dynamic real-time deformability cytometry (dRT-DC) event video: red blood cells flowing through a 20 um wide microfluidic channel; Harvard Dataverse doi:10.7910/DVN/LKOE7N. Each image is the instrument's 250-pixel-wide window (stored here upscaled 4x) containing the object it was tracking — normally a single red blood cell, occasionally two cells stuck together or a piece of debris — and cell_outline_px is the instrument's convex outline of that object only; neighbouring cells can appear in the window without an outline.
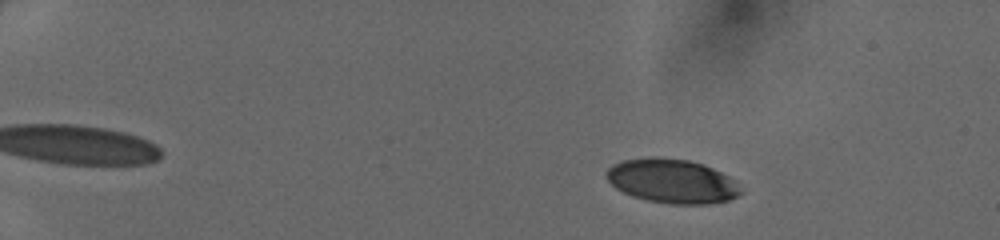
{"species": "human", "species_latin": "Homo sapiens", "temperature_condition": "cold", "stored_images_in_passage": 47, "camera_frame_rate_fps": 3000, "um_per_image_px": 0.085, "donor": {"sex": "female"}, "frame": {"image": 1, "passage_image": 7, "time_ms": 2.0, "image_size_px": [1000, 240], "cell_outline_px": [[740, 192], [736, 196], [728, 200], [708, 204], [672, 204], [648, 200], [632, 196], [616, 188], [604, 176], [604, 172], [612, 164], [624, 160], [652, 156], [688, 160], [704, 164], [728, 176], [732, 180]], "centroid_in_image_um": [57.05, 15.38], "position_along_channel_um": 28.0, "area_um2": 34.28}}
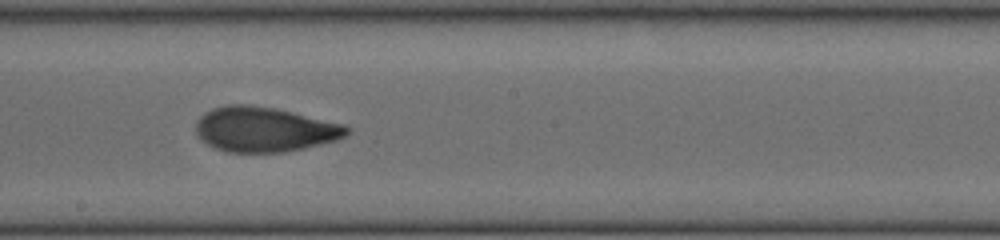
{"frame": {"image": 2, "passage_image": 29, "time_ms": 9.333, "image_size_px": [1000, 240], "cell_outline_px": [[352, 132], [348, 136], [336, 140], [304, 148], [284, 152], [224, 152], [208, 144], [196, 132], [196, 124], [200, 116], [204, 112], [212, 108], [228, 104], [252, 104], [272, 108], [344, 124], [352, 128]], "centroid_in_image_um": [22.5, 11.0], "position_along_channel_um": 225.7, "area_um2": 39.42}}
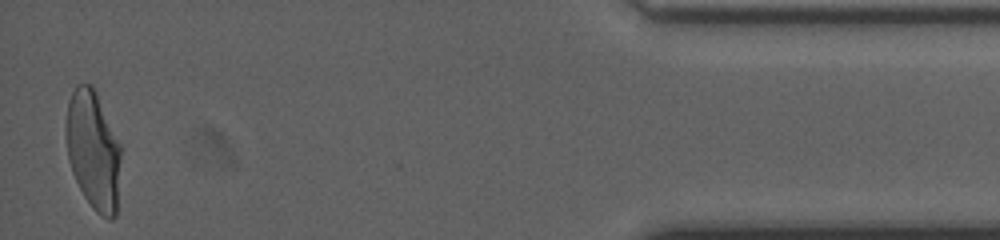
{"frame": {"image": 3, "passage_image": 47, "time_ms": 15.333, "image_size_px": [1000, 240], "cell_outline_px": [[120, 160], [116, 216], [112, 220], [108, 220], [100, 216], [92, 208], [84, 196], [72, 172], [68, 160], [64, 132], [64, 124], [68, 104], [72, 92], [76, 84], [92, 84], [96, 92], [120, 144]], "centroid_in_image_um": [7.89, 12.78], "position_along_channel_um": 427.3, "area_um2": 38.21}}